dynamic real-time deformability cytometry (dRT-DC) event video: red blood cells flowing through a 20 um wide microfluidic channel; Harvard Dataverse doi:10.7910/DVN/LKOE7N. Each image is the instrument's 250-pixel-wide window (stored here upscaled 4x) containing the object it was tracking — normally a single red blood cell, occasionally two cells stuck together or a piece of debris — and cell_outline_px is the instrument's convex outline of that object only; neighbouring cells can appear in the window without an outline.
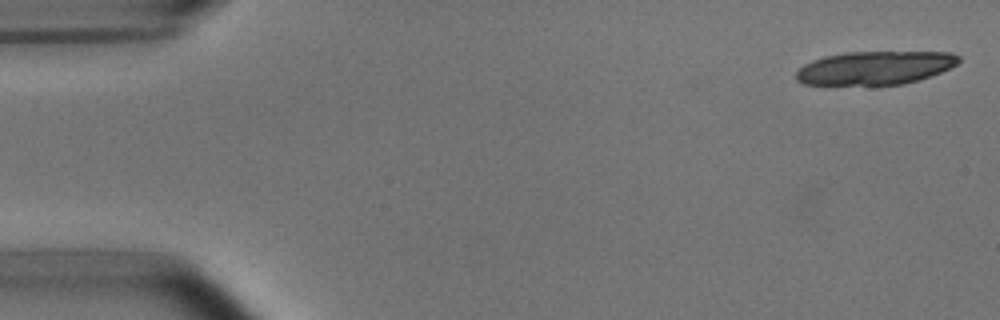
{"species": "common noctule bat (a hibernating species)", "species_latin": "Nyctalus noctula", "temperature_condition": "room temperature", "stored_images_in_passage": 6, "camera_frame_rate_fps": 3000, "um_per_image_px": 0.085, "animal": {"sex": "male", "body_mass_g": 15.6}, "frame": {"image": 1, "passage_image": 1, "time_ms": 0.0, "image_size_px": [1000, 320], "cell_outline_px": [[960, 60], [956, 64], [940, 72], [920, 80], [904, 84], [804, 84], [796, 80], [796, 72], [804, 64], [812, 60], [824, 56], [844, 52], [952, 52], [960, 56]], "centroid_in_image_um": [74.38, 5.75], "position_along_channel_um": 10.6, "area_um2": 31.5}}